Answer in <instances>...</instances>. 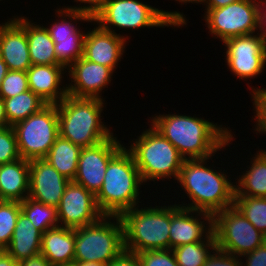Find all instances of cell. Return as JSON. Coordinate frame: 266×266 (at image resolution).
<instances>
[{"label":"cell","instance_id":"1","mask_svg":"<svg viewBox=\"0 0 266 266\" xmlns=\"http://www.w3.org/2000/svg\"><path fill=\"white\" fill-rule=\"evenodd\" d=\"M151 121V125L178 149L184 159H209L233 139L227 128L202 118L166 114L156 115Z\"/></svg>","mask_w":266,"mask_h":266},{"label":"cell","instance_id":"2","mask_svg":"<svg viewBox=\"0 0 266 266\" xmlns=\"http://www.w3.org/2000/svg\"><path fill=\"white\" fill-rule=\"evenodd\" d=\"M208 159H185L177 181L192 203L181 207L213 216L234 205L235 185L224 173L205 166Z\"/></svg>","mask_w":266,"mask_h":266},{"label":"cell","instance_id":"3","mask_svg":"<svg viewBox=\"0 0 266 266\" xmlns=\"http://www.w3.org/2000/svg\"><path fill=\"white\" fill-rule=\"evenodd\" d=\"M143 183L132 153L123 147L107 166L102 187L95 195L103 215L120 216L139 201V186Z\"/></svg>","mask_w":266,"mask_h":266},{"label":"cell","instance_id":"4","mask_svg":"<svg viewBox=\"0 0 266 266\" xmlns=\"http://www.w3.org/2000/svg\"><path fill=\"white\" fill-rule=\"evenodd\" d=\"M103 99L67 95L57 105L59 135L82 147H91L113 136L101 122Z\"/></svg>","mask_w":266,"mask_h":266},{"label":"cell","instance_id":"5","mask_svg":"<svg viewBox=\"0 0 266 266\" xmlns=\"http://www.w3.org/2000/svg\"><path fill=\"white\" fill-rule=\"evenodd\" d=\"M157 207L138 209L135 206L119 216L125 250L139 253L169 249L170 206Z\"/></svg>","mask_w":266,"mask_h":266},{"label":"cell","instance_id":"6","mask_svg":"<svg viewBox=\"0 0 266 266\" xmlns=\"http://www.w3.org/2000/svg\"><path fill=\"white\" fill-rule=\"evenodd\" d=\"M93 21L108 32L115 31L110 25L119 29L186 25L183 14L159 10L138 0H105Z\"/></svg>","mask_w":266,"mask_h":266},{"label":"cell","instance_id":"7","mask_svg":"<svg viewBox=\"0 0 266 266\" xmlns=\"http://www.w3.org/2000/svg\"><path fill=\"white\" fill-rule=\"evenodd\" d=\"M128 149L135 160L143 182L161 178L178 179L184 157L153 126L144 131Z\"/></svg>","mask_w":266,"mask_h":266},{"label":"cell","instance_id":"8","mask_svg":"<svg viewBox=\"0 0 266 266\" xmlns=\"http://www.w3.org/2000/svg\"><path fill=\"white\" fill-rule=\"evenodd\" d=\"M113 218L116 223L110 221ZM124 249L123 226L119 216L103 215L98 221L75 229L74 262L95 261L107 265Z\"/></svg>","mask_w":266,"mask_h":266},{"label":"cell","instance_id":"9","mask_svg":"<svg viewBox=\"0 0 266 266\" xmlns=\"http://www.w3.org/2000/svg\"><path fill=\"white\" fill-rule=\"evenodd\" d=\"M20 157L27 160L43 159L59 136L56 104H47L14 126Z\"/></svg>","mask_w":266,"mask_h":266},{"label":"cell","instance_id":"10","mask_svg":"<svg viewBox=\"0 0 266 266\" xmlns=\"http://www.w3.org/2000/svg\"><path fill=\"white\" fill-rule=\"evenodd\" d=\"M217 249L242 257L266 242V236L233 205L213 216Z\"/></svg>","mask_w":266,"mask_h":266},{"label":"cell","instance_id":"11","mask_svg":"<svg viewBox=\"0 0 266 266\" xmlns=\"http://www.w3.org/2000/svg\"><path fill=\"white\" fill-rule=\"evenodd\" d=\"M258 5L256 0H239L225 7L206 10L204 19L211 34L224 42L258 30Z\"/></svg>","mask_w":266,"mask_h":266},{"label":"cell","instance_id":"12","mask_svg":"<svg viewBox=\"0 0 266 266\" xmlns=\"http://www.w3.org/2000/svg\"><path fill=\"white\" fill-rule=\"evenodd\" d=\"M226 63L239 79L257 77L266 63V36L244 35L227 39Z\"/></svg>","mask_w":266,"mask_h":266},{"label":"cell","instance_id":"13","mask_svg":"<svg viewBox=\"0 0 266 266\" xmlns=\"http://www.w3.org/2000/svg\"><path fill=\"white\" fill-rule=\"evenodd\" d=\"M123 147L114 136L91 147H82L73 181L96 195L102 187L109 161Z\"/></svg>","mask_w":266,"mask_h":266},{"label":"cell","instance_id":"14","mask_svg":"<svg viewBox=\"0 0 266 266\" xmlns=\"http://www.w3.org/2000/svg\"><path fill=\"white\" fill-rule=\"evenodd\" d=\"M57 216L59 226L76 229L98 221L103 214L97 206L95 195L70 181L57 207Z\"/></svg>","mask_w":266,"mask_h":266},{"label":"cell","instance_id":"15","mask_svg":"<svg viewBox=\"0 0 266 266\" xmlns=\"http://www.w3.org/2000/svg\"><path fill=\"white\" fill-rule=\"evenodd\" d=\"M57 11V13L65 19L60 22L51 24V27H46L51 39L54 41V50L57 56L58 62L68 68L79 58L83 56L84 38L85 34L80 32L70 20L90 21L93 23V17L81 11H69V10ZM65 15V16H63ZM68 17L69 21L66 20ZM72 18V19H71Z\"/></svg>","mask_w":266,"mask_h":266},{"label":"cell","instance_id":"16","mask_svg":"<svg viewBox=\"0 0 266 266\" xmlns=\"http://www.w3.org/2000/svg\"><path fill=\"white\" fill-rule=\"evenodd\" d=\"M69 182L45 159L30 160L28 198L57 208Z\"/></svg>","mask_w":266,"mask_h":266},{"label":"cell","instance_id":"17","mask_svg":"<svg viewBox=\"0 0 266 266\" xmlns=\"http://www.w3.org/2000/svg\"><path fill=\"white\" fill-rule=\"evenodd\" d=\"M191 212L193 214L198 213L197 216L200 217L203 215V219L208 221V229L204 225V220L200 221L196 216H192ZM212 234V214L184 208L176 204L170 205L169 249L172 250L184 244L204 241L203 237L209 238Z\"/></svg>","mask_w":266,"mask_h":266},{"label":"cell","instance_id":"18","mask_svg":"<svg viewBox=\"0 0 266 266\" xmlns=\"http://www.w3.org/2000/svg\"><path fill=\"white\" fill-rule=\"evenodd\" d=\"M67 70H69L71 83L74 82L67 87L68 95L77 98L96 99H103L99 94L109 84L114 72L111 68L88 61L83 56Z\"/></svg>","mask_w":266,"mask_h":266},{"label":"cell","instance_id":"19","mask_svg":"<svg viewBox=\"0 0 266 266\" xmlns=\"http://www.w3.org/2000/svg\"><path fill=\"white\" fill-rule=\"evenodd\" d=\"M3 24L0 25V58L9 70L26 72L32 65L26 36V19L17 17Z\"/></svg>","mask_w":266,"mask_h":266},{"label":"cell","instance_id":"20","mask_svg":"<svg viewBox=\"0 0 266 266\" xmlns=\"http://www.w3.org/2000/svg\"><path fill=\"white\" fill-rule=\"evenodd\" d=\"M125 42L123 35L105 31L98 26L85 34L83 57L114 71L123 55Z\"/></svg>","mask_w":266,"mask_h":266},{"label":"cell","instance_id":"21","mask_svg":"<svg viewBox=\"0 0 266 266\" xmlns=\"http://www.w3.org/2000/svg\"><path fill=\"white\" fill-rule=\"evenodd\" d=\"M64 68L63 65H31L26 71L29 89L47 104L60 103L68 95L67 86L59 89Z\"/></svg>","mask_w":266,"mask_h":266},{"label":"cell","instance_id":"22","mask_svg":"<svg viewBox=\"0 0 266 266\" xmlns=\"http://www.w3.org/2000/svg\"><path fill=\"white\" fill-rule=\"evenodd\" d=\"M40 254L53 266L72 265L75 258V229L57 226L45 231Z\"/></svg>","mask_w":266,"mask_h":266},{"label":"cell","instance_id":"23","mask_svg":"<svg viewBox=\"0 0 266 266\" xmlns=\"http://www.w3.org/2000/svg\"><path fill=\"white\" fill-rule=\"evenodd\" d=\"M29 165L23 158L0 165V201L22 202L29 196Z\"/></svg>","mask_w":266,"mask_h":266},{"label":"cell","instance_id":"24","mask_svg":"<svg viewBox=\"0 0 266 266\" xmlns=\"http://www.w3.org/2000/svg\"><path fill=\"white\" fill-rule=\"evenodd\" d=\"M42 233L22 213L18 215L9 246L5 251L17 262L40 255Z\"/></svg>","mask_w":266,"mask_h":266},{"label":"cell","instance_id":"25","mask_svg":"<svg viewBox=\"0 0 266 266\" xmlns=\"http://www.w3.org/2000/svg\"><path fill=\"white\" fill-rule=\"evenodd\" d=\"M30 23L26 19V36L32 65H61L54 50V41L46 27Z\"/></svg>","mask_w":266,"mask_h":266},{"label":"cell","instance_id":"26","mask_svg":"<svg viewBox=\"0 0 266 266\" xmlns=\"http://www.w3.org/2000/svg\"><path fill=\"white\" fill-rule=\"evenodd\" d=\"M80 151L81 147L79 145L59 135L43 159L69 181H73L77 173Z\"/></svg>","mask_w":266,"mask_h":266},{"label":"cell","instance_id":"27","mask_svg":"<svg viewBox=\"0 0 266 266\" xmlns=\"http://www.w3.org/2000/svg\"><path fill=\"white\" fill-rule=\"evenodd\" d=\"M250 170L238 179L235 196L266 197V151H258Z\"/></svg>","mask_w":266,"mask_h":266},{"label":"cell","instance_id":"28","mask_svg":"<svg viewBox=\"0 0 266 266\" xmlns=\"http://www.w3.org/2000/svg\"><path fill=\"white\" fill-rule=\"evenodd\" d=\"M3 100L8 126H14L16 123L25 120L47 105L45 101L30 89Z\"/></svg>","mask_w":266,"mask_h":266},{"label":"cell","instance_id":"29","mask_svg":"<svg viewBox=\"0 0 266 266\" xmlns=\"http://www.w3.org/2000/svg\"><path fill=\"white\" fill-rule=\"evenodd\" d=\"M204 239L201 242L188 243L172 249L177 264L179 266H203L211 252L217 248L214 233L209 238Z\"/></svg>","mask_w":266,"mask_h":266},{"label":"cell","instance_id":"30","mask_svg":"<svg viewBox=\"0 0 266 266\" xmlns=\"http://www.w3.org/2000/svg\"><path fill=\"white\" fill-rule=\"evenodd\" d=\"M21 212L42 234L48 229L59 226L57 208L26 198L20 202Z\"/></svg>","mask_w":266,"mask_h":266},{"label":"cell","instance_id":"31","mask_svg":"<svg viewBox=\"0 0 266 266\" xmlns=\"http://www.w3.org/2000/svg\"><path fill=\"white\" fill-rule=\"evenodd\" d=\"M234 206L266 236V197L234 196Z\"/></svg>","mask_w":266,"mask_h":266},{"label":"cell","instance_id":"32","mask_svg":"<svg viewBox=\"0 0 266 266\" xmlns=\"http://www.w3.org/2000/svg\"><path fill=\"white\" fill-rule=\"evenodd\" d=\"M20 212V202L0 201V250L9 246Z\"/></svg>","mask_w":266,"mask_h":266},{"label":"cell","instance_id":"33","mask_svg":"<svg viewBox=\"0 0 266 266\" xmlns=\"http://www.w3.org/2000/svg\"><path fill=\"white\" fill-rule=\"evenodd\" d=\"M29 90L25 71L9 70L0 86V96L10 98Z\"/></svg>","mask_w":266,"mask_h":266},{"label":"cell","instance_id":"34","mask_svg":"<svg viewBox=\"0 0 266 266\" xmlns=\"http://www.w3.org/2000/svg\"><path fill=\"white\" fill-rule=\"evenodd\" d=\"M21 158L17 138L12 126L0 128V165Z\"/></svg>","mask_w":266,"mask_h":266},{"label":"cell","instance_id":"35","mask_svg":"<svg viewBox=\"0 0 266 266\" xmlns=\"http://www.w3.org/2000/svg\"><path fill=\"white\" fill-rule=\"evenodd\" d=\"M141 266H179L173 250H146L137 253Z\"/></svg>","mask_w":266,"mask_h":266},{"label":"cell","instance_id":"36","mask_svg":"<svg viewBox=\"0 0 266 266\" xmlns=\"http://www.w3.org/2000/svg\"><path fill=\"white\" fill-rule=\"evenodd\" d=\"M253 105H255L257 128L256 131L266 132V89H253Z\"/></svg>","mask_w":266,"mask_h":266},{"label":"cell","instance_id":"37","mask_svg":"<svg viewBox=\"0 0 266 266\" xmlns=\"http://www.w3.org/2000/svg\"><path fill=\"white\" fill-rule=\"evenodd\" d=\"M238 258L239 256L231 255L216 248L203 266H243Z\"/></svg>","mask_w":266,"mask_h":266},{"label":"cell","instance_id":"38","mask_svg":"<svg viewBox=\"0 0 266 266\" xmlns=\"http://www.w3.org/2000/svg\"><path fill=\"white\" fill-rule=\"evenodd\" d=\"M106 266H141L137 253L123 250Z\"/></svg>","mask_w":266,"mask_h":266},{"label":"cell","instance_id":"39","mask_svg":"<svg viewBox=\"0 0 266 266\" xmlns=\"http://www.w3.org/2000/svg\"><path fill=\"white\" fill-rule=\"evenodd\" d=\"M242 256L247 257L246 266H266V242Z\"/></svg>","mask_w":266,"mask_h":266},{"label":"cell","instance_id":"40","mask_svg":"<svg viewBox=\"0 0 266 266\" xmlns=\"http://www.w3.org/2000/svg\"><path fill=\"white\" fill-rule=\"evenodd\" d=\"M76 2H81V3H88L89 5L87 6H79V7H67L64 8V10H69V11H81L86 14H88L90 17H93L102 7L103 3L105 0H75Z\"/></svg>","mask_w":266,"mask_h":266},{"label":"cell","instance_id":"41","mask_svg":"<svg viewBox=\"0 0 266 266\" xmlns=\"http://www.w3.org/2000/svg\"><path fill=\"white\" fill-rule=\"evenodd\" d=\"M19 266H53V265L40 254L38 256L19 262Z\"/></svg>","mask_w":266,"mask_h":266},{"label":"cell","instance_id":"42","mask_svg":"<svg viewBox=\"0 0 266 266\" xmlns=\"http://www.w3.org/2000/svg\"><path fill=\"white\" fill-rule=\"evenodd\" d=\"M258 5V16H259V30H260V33H262L263 35L266 36V10L264 11L262 8L266 7L265 5L263 4H266V2L262 1V0H259V2H257ZM262 4V5H261ZM263 6V7H262Z\"/></svg>","mask_w":266,"mask_h":266},{"label":"cell","instance_id":"43","mask_svg":"<svg viewBox=\"0 0 266 266\" xmlns=\"http://www.w3.org/2000/svg\"><path fill=\"white\" fill-rule=\"evenodd\" d=\"M239 0H204L206 4L205 10L215 9L225 7L231 3L237 2Z\"/></svg>","mask_w":266,"mask_h":266},{"label":"cell","instance_id":"44","mask_svg":"<svg viewBox=\"0 0 266 266\" xmlns=\"http://www.w3.org/2000/svg\"><path fill=\"white\" fill-rule=\"evenodd\" d=\"M0 266H19V262H17L5 250H0Z\"/></svg>","mask_w":266,"mask_h":266},{"label":"cell","instance_id":"45","mask_svg":"<svg viewBox=\"0 0 266 266\" xmlns=\"http://www.w3.org/2000/svg\"><path fill=\"white\" fill-rule=\"evenodd\" d=\"M7 120L5 115L4 100L0 96V128L7 127Z\"/></svg>","mask_w":266,"mask_h":266},{"label":"cell","instance_id":"46","mask_svg":"<svg viewBox=\"0 0 266 266\" xmlns=\"http://www.w3.org/2000/svg\"><path fill=\"white\" fill-rule=\"evenodd\" d=\"M8 71L9 69L6 63L0 58V86Z\"/></svg>","mask_w":266,"mask_h":266},{"label":"cell","instance_id":"47","mask_svg":"<svg viewBox=\"0 0 266 266\" xmlns=\"http://www.w3.org/2000/svg\"><path fill=\"white\" fill-rule=\"evenodd\" d=\"M72 266H106L104 263L99 262H73Z\"/></svg>","mask_w":266,"mask_h":266},{"label":"cell","instance_id":"48","mask_svg":"<svg viewBox=\"0 0 266 266\" xmlns=\"http://www.w3.org/2000/svg\"><path fill=\"white\" fill-rule=\"evenodd\" d=\"M176 1H179V2H181V3H182V2H183V3H187V2H189V3H190V2L193 3V2H194V3H200V4L204 2V0H176Z\"/></svg>","mask_w":266,"mask_h":266}]
</instances>
